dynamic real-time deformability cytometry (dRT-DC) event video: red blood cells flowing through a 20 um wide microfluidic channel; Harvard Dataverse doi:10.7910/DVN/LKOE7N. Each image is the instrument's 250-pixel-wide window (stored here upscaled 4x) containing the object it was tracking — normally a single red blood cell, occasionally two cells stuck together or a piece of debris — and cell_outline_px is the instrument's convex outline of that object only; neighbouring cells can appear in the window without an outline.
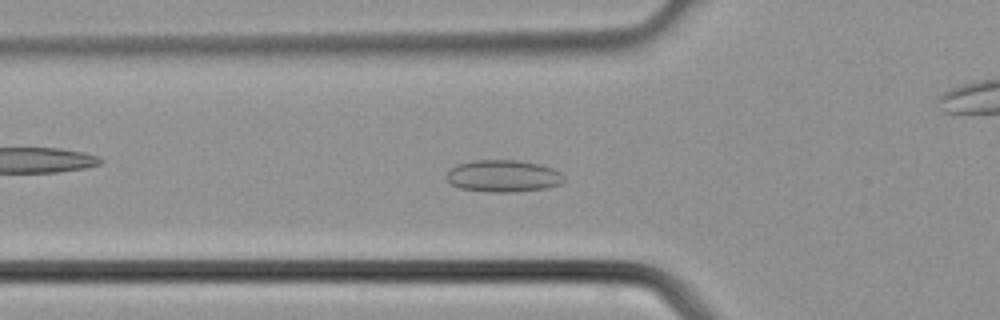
{"species": "common noctule bat (a hibernating species)", "species_latin": "Nyctalus noctula", "temperature_condition": "cold", "stored_images_in_passage": 39, "camera_frame_rate_fps": 3000, "um_per_image_px": 0.085, "animal": {"sex": "male", "body_mass_g": 21.5, "forearm_length_mm": 52.0}, "frame": {"image": 1, "passage_image": 13, "time_ms": 4.0, "image_size_px": [1000, 320], "cell_outline_px": [[564, 180], [560, 184], [548, 188], [516, 192], [492, 192], [460, 188], [452, 184], [448, 180], [448, 172], [456, 164], [472, 160], [516, 160], [540, 164], [552, 168], [560, 172], [564, 176]], "centroid_in_image_um": [42.81, 14.96], "position_along_channel_um": 83.0, "area_um2": 21.91}}
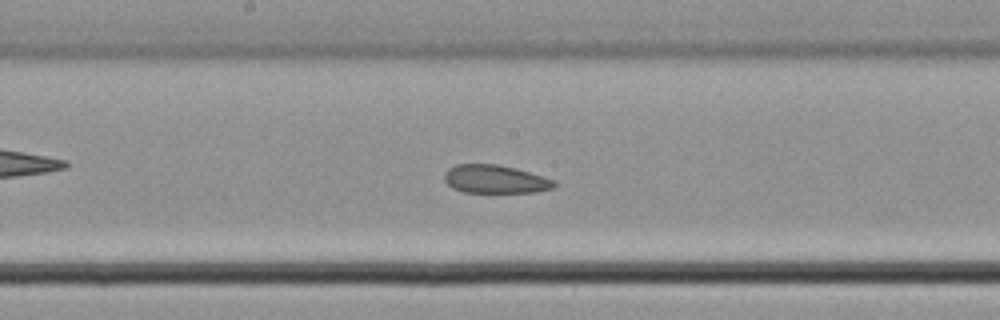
{"frame": {"image": 2, "passage_image": 20, "time_ms": 6.333, "image_size_px": [1000, 320], "cell_outline_px": [[556, 188], [536, 192], [464, 192], [452, 188], [444, 180], [444, 172], [448, 168], [456, 164], [500, 164], [516, 168], [544, 176], [556, 180]], "centroid_in_image_um": [42.12, 15.22], "position_along_channel_um": 206.1, "area_um2": 18.38}}
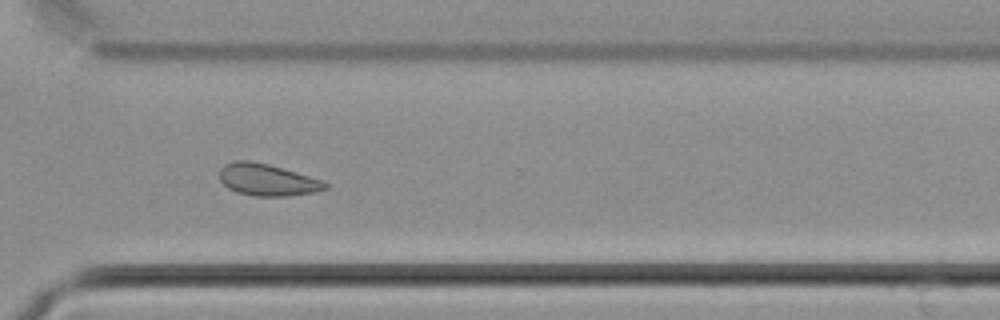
{"frame": {"image": 3, "passage_image": 28, "time_ms": 9.0, "image_size_px": [1000, 320], "cell_outline_px": [[328, 188], [316, 192], [288, 196], [256, 196], [236, 192], [228, 188], [220, 180], [220, 168], [224, 164], [236, 160], [248, 160], [268, 164], [324, 180], [328, 184]], "centroid_in_image_um": [22.73, 15.29], "position_along_channel_um": 347.9, "area_um2": 19.71}}